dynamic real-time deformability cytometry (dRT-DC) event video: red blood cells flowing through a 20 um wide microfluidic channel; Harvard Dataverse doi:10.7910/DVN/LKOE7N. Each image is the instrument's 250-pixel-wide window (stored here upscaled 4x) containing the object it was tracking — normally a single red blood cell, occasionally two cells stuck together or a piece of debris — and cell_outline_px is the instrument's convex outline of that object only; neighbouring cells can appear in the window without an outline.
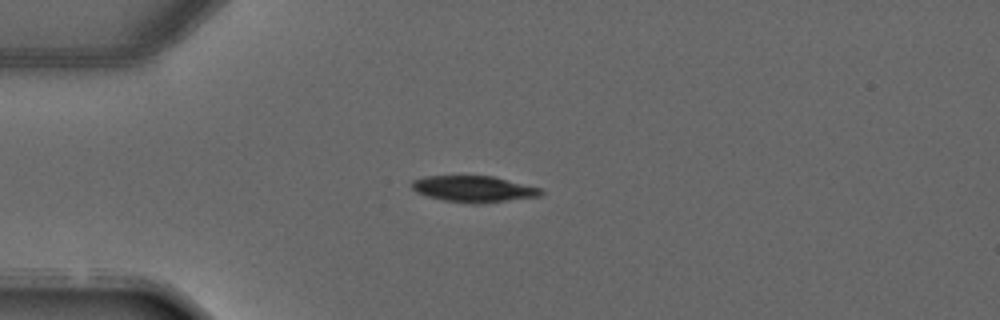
{"species": "common noctule bat (a hibernating species)", "species_latin": "Nyctalus noctula", "temperature_condition": "warm", "stored_images_in_passage": 2, "camera_frame_rate_fps": 3000, "um_per_image_px": 0.085, "animal": {"sex": "male", "forearm_length_mm": 52.5}, "frame": {"image": 1, "passage_image": 1, "time_ms": 0.0, "image_size_px": [1000, 320], "cell_outline_px": [[544, 196], [476, 204], [472, 204], [444, 200], [428, 196], [416, 192], [412, 188], [412, 180], [424, 176], [492, 176], [544, 188]], "centroid_in_image_um": [40.33, 16.06], "position_along_channel_um": 44.7, "area_um2": 19.94}}